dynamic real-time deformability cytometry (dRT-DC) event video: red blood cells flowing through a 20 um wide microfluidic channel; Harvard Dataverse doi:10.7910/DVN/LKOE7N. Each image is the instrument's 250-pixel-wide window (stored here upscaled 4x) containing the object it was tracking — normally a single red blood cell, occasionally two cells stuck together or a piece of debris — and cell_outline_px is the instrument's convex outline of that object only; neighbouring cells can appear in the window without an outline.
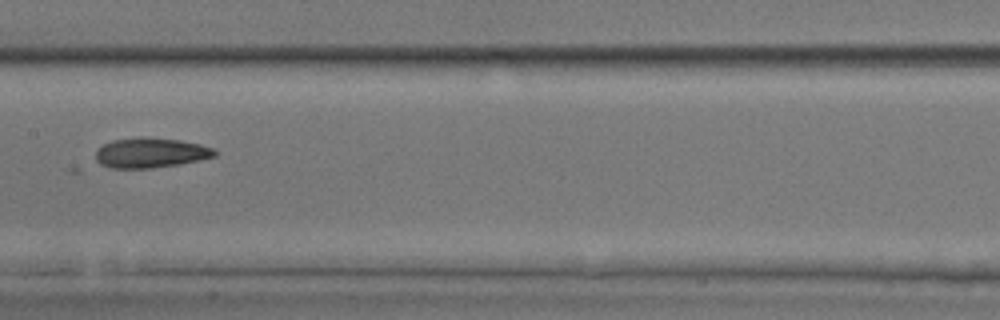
{"species": "common noctule bat (a hibernating species)", "species_latin": "Nyctalus noctula", "temperature_condition": "room temperature", "stored_images_in_passage": 32, "camera_frame_rate_fps": 3000, "um_per_image_px": 0.085, "animal": {"sex": "male", "body_mass_g": 17.9, "forearm_length_mm": 54.2}, "frame": {"image": 1, "passage_image": 10, "time_ms": 3.0, "image_size_px": [1000, 320], "cell_outline_px": [[216, 156], [200, 160], [180, 164], [152, 168], [108, 168], [100, 164], [96, 160], [96, 148], [112, 140], [148, 136], [180, 140], [200, 144], [216, 148]], "centroid_in_image_um": [12.81, 12.98], "position_along_channel_um": 194.6, "area_um2": 21.1}}
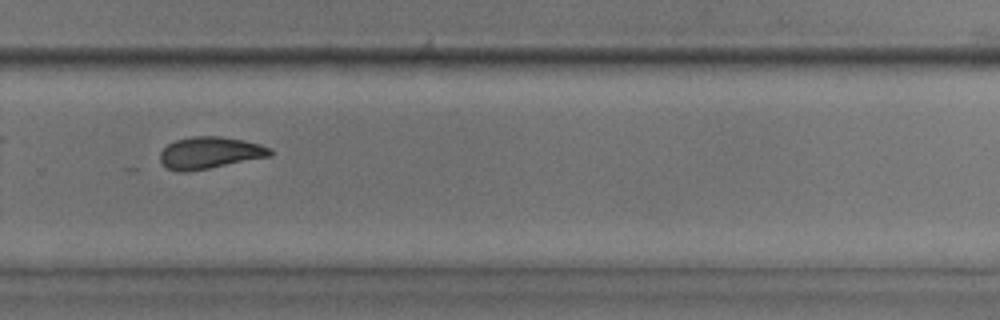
{"frame": {"image": 2, "passage_image": 19, "time_ms": 6.0, "image_size_px": [1000, 320], "cell_outline_px": [[272, 156], [188, 172], [176, 172], [168, 168], [160, 160], [160, 152], [168, 144], [176, 140], [192, 136], [220, 136], [260, 144], [272, 148]], "centroid_in_image_um": [17.84, 12.99], "position_along_channel_um": 312.0, "area_um2": 20.4}}